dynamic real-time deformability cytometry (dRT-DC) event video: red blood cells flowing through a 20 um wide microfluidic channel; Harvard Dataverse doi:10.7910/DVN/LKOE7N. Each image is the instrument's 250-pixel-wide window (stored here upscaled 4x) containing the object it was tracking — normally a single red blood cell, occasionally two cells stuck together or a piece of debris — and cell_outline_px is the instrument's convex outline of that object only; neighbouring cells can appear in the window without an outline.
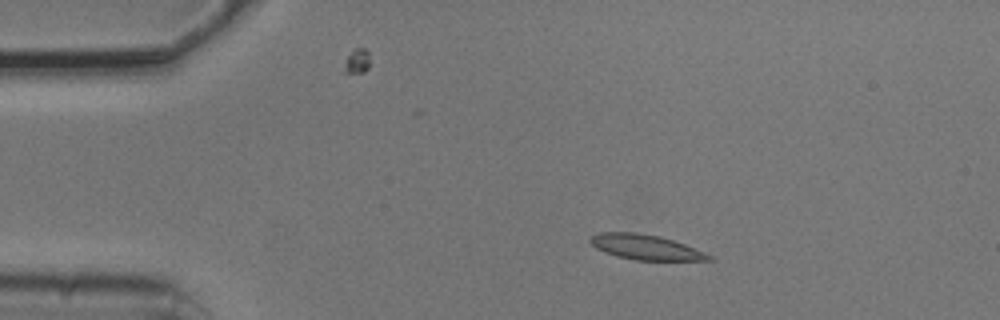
{"species": "common noctule bat (a hibernating species)", "species_latin": "Nyctalus noctula", "temperature_condition": "cold", "stored_images_in_passage": 5, "camera_frame_rate_fps": 3000, "um_per_image_px": 0.085, "animal": {"sex": "male", "body_mass_g": 20.5, "forearm_length_mm": 52.5}, "frame": {"image": 1, "passage_image": 3, "time_ms": 0.667, "image_size_px": [1000, 320], "cell_outline_px": [[712, 260], [632, 260], [616, 256], [604, 252], [596, 248], [588, 240], [588, 236], [600, 232], [636, 232], [660, 236], [684, 244], [704, 252], [712, 256]], "centroid_in_image_um": [54.81, 21.0], "position_along_channel_um": 30.2, "area_um2": 17.34}}